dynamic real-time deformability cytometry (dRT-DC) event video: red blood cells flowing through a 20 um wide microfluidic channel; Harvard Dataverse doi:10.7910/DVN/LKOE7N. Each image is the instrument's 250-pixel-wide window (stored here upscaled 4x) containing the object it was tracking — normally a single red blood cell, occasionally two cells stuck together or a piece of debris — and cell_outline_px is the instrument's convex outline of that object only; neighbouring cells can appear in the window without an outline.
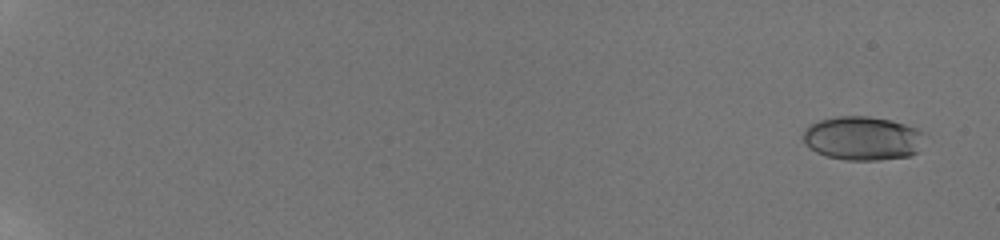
{"species": "human", "species_latin": "Homo sapiens", "temperature_condition": "room temperature", "stored_images_in_passage": 35, "camera_frame_rate_fps": 3000, "um_per_image_px": 0.085, "donor": {"sex": "male"}, "frame": {"image": 1, "passage_image": 1, "time_ms": 0.0, "image_size_px": [1000, 240], "cell_outline_px": [[924, 132], [916, 152], [908, 156], [880, 160], [844, 160], [828, 156], [816, 152], [808, 148], [804, 144], [804, 128], [808, 124], [820, 120], [836, 116], [868, 116], [892, 120], [916, 128]], "centroid_in_image_um": [73.26, 11.74], "position_along_channel_um": 11.7, "area_um2": 31.04}}
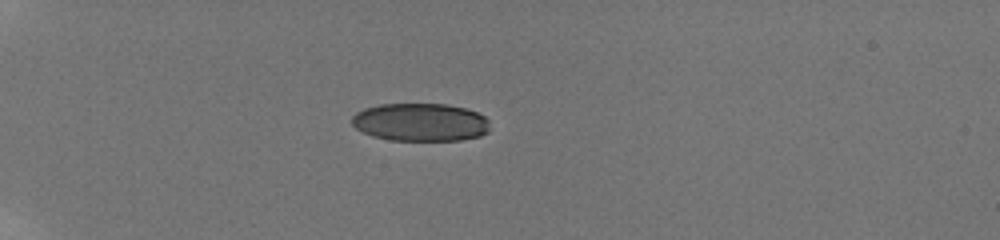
{"frame": {"image": 2, "passage_image": 29, "time_ms": 5.667, "image_size_px": [1000, 240], "cell_outline_px": [[488, 132], [480, 136], [460, 140], [392, 140], [372, 136], [356, 128], [352, 124], [352, 116], [356, 112], [364, 108], [380, 104], [448, 104], [464, 108], [476, 112], [484, 116], [488, 120]], "centroid_in_image_um": [35.72, 10.38], "position_along_channel_um": 49.3, "area_um2": 30.52}}